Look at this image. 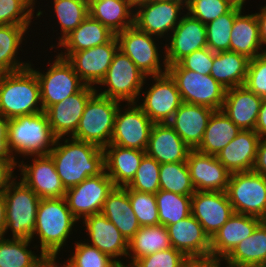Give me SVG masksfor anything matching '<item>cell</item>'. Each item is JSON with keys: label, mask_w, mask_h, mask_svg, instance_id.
I'll return each instance as SVG.
<instances>
[{"label": "cell", "mask_w": 266, "mask_h": 267, "mask_svg": "<svg viewBox=\"0 0 266 267\" xmlns=\"http://www.w3.org/2000/svg\"><path fill=\"white\" fill-rule=\"evenodd\" d=\"M56 139L44 111L8 121L7 146L14 160L13 153L33 157L48 155Z\"/></svg>", "instance_id": "obj_4"}, {"label": "cell", "mask_w": 266, "mask_h": 267, "mask_svg": "<svg viewBox=\"0 0 266 267\" xmlns=\"http://www.w3.org/2000/svg\"><path fill=\"white\" fill-rule=\"evenodd\" d=\"M160 163L147 154L143 157L133 180L126 186L138 192L156 194L160 190Z\"/></svg>", "instance_id": "obj_44"}, {"label": "cell", "mask_w": 266, "mask_h": 267, "mask_svg": "<svg viewBox=\"0 0 266 267\" xmlns=\"http://www.w3.org/2000/svg\"><path fill=\"white\" fill-rule=\"evenodd\" d=\"M259 139L254 130H241L216 158L231 174L251 171L255 164Z\"/></svg>", "instance_id": "obj_28"}, {"label": "cell", "mask_w": 266, "mask_h": 267, "mask_svg": "<svg viewBox=\"0 0 266 267\" xmlns=\"http://www.w3.org/2000/svg\"><path fill=\"white\" fill-rule=\"evenodd\" d=\"M42 111L40 86L31 64L20 71L0 74V113L4 117L12 119Z\"/></svg>", "instance_id": "obj_3"}, {"label": "cell", "mask_w": 266, "mask_h": 267, "mask_svg": "<svg viewBox=\"0 0 266 267\" xmlns=\"http://www.w3.org/2000/svg\"><path fill=\"white\" fill-rule=\"evenodd\" d=\"M53 4L62 32L59 44L89 15V9L81 0H54Z\"/></svg>", "instance_id": "obj_43"}, {"label": "cell", "mask_w": 266, "mask_h": 267, "mask_svg": "<svg viewBox=\"0 0 266 267\" xmlns=\"http://www.w3.org/2000/svg\"><path fill=\"white\" fill-rule=\"evenodd\" d=\"M60 139H56L49 155L66 190L105 171L104 149L73 137L60 144Z\"/></svg>", "instance_id": "obj_1"}, {"label": "cell", "mask_w": 266, "mask_h": 267, "mask_svg": "<svg viewBox=\"0 0 266 267\" xmlns=\"http://www.w3.org/2000/svg\"><path fill=\"white\" fill-rule=\"evenodd\" d=\"M234 213L263 219L266 215V178L255 171L230 175L226 189Z\"/></svg>", "instance_id": "obj_9"}, {"label": "cell", "mask_w": 266, "mask_h": 267, "mask_svg": "<svg viewBox=\"0 0 266 267\" xmlns=\"http://www.w3.org/2000/svg\"><path fill=\"white\" fill-rule=\"evenodd\" d=\"M191 149L168 123H154L146 154L158 163L186 162Z\"/></svg>", "instance_id": "obj_24"}, {"label": "cell", "mask_w": 266, "mask_h": 267, "mask_svg": "<svg viewBox=\"0 0 266 267\" xmlns=\"http://www.w3.org/2000/svg\"><path fill=\"white\" fill-rule=\"evenodd\" d=\"M85 226L91 242L89 245L96 247L101 252L109 255L116 262V258L128 254V240L121 234L119 229L109 221L102 213L85 217Z\"/></svg>", "instance_id": "obj_23"}, {"label": "cell", "mask_w": 266, "mask_h": 267, "mask_svg": "<svg viewBox=\"0 0 266 267\" xmlns=\"http://www.w3.org/2000/svg\"><path fill=\"white\" fill-rule=\"evenodd\" d=\"M262 98L245 86L226 90L222 110L241 130H254Z\"/></svg>", "instance_id": "obj_26"}, {"label": "cell", "mask_w": 266, "mask_h": 267, "mask_svg": "<svg viewBox=\"0 0 266 267\" xmlns=\"http://www.w3.org/2000/svg\"><path fill=\"white\" fill-rule=\"evenodd\" d=\"M241 129L221 110H215L209 119L203 139L197 151L217 155L239 133Z\"/></svg>", "instance_id": "obj_34"}, {"label": "cell", "mask_w": 266, "mask_h": 267, "mask_svg": "<svg viewBox=\"0 0 266 267\" xmlns=\"http://www.w3.org/2000/svg\"><path fill=\"white\" fill-rule=\"evenodd\" d=\"M138 9H137V8ZM134 26L152 36L163 37L181 21L179 14L183 6L162 0H149L134 6Z\"/></svg>", "instance_id": "obj_16"}, {"label": "cell", "mask_w": 266, "mask_h": 267, "mask_svg": "<svg viewBox=\"0 0 266 267\" xmlns=\"http://www.w3.org/2000/svg\"><path fill=\"white\" fill-rule=\"evenodd\" d=\"M8 121L6 117H4L0 113V137H7L8 134Z\"/></svg>", "instance_id": "obj_60"}, {"label": "cell", "mask_w": 266, "mask_h": 267, "mask_svg": "<svg viewBox=\"0 0 266 267\" xmlns=\"http://www.w3.org/2000/svg\"><path fill=\"white\" fill-rule=\"evenodd\" d=\"M244 86L262 99H266V53L249 61Z\"/></svg>", "instance_id": "obj_49"}, {"label": "cell", "mask_w": 266, "mask_h": 267, "mask_svg": "<svg viewBox=\"0 0 266 267\" xmlns=\"http://www.w3.org/2000/svg\"><path fill=\"white\" fill-rule=\"evenodd\" d=\"M223 260L231 267H266V225L263 221Z\"/></svg>", "instance_id": "obj_31"}, {"label": "cell", "mask_w": 266, "mask_h": 267, "mask_svg": "<svg viewBox=\"0 0 266 267\" xmlns=\"http://www.w3.org/2000/svg\"><path fill=\"white\" fill-rule=\"evenodd\" d=\"M169 233L166 226H145L141 227L134 236L128 241V257H131L130 263L136 260L171 248ZM130 251L133 255L130 254Z\"/></svg>", "instance_id": "obj_37"}, {"label": "cell", "mask_w": 266, "mask_h": 267, "mask_svg": "<svg viewBox=\"0 0 266 267\" xmlns=\"http://www.w3.org/2000/svg\"><path fill=\"white\" fill-rule=\"evenodd\" d=\"M77 221L65 198L40 199L32 238L35 234L39 236L41 254L46 257H57Z\"/></svg>", "instance_id": "obj_2"}, {"label": "cell", "mask_w": 266, "mask_h": 267, "mask_svg": "<svg viewBox=\"0 0 266 267\" xmlns=\"http://www.w3.org/2000/svg\"><path fill=\"white\" fill-rule=\"evenodd\" d=\"M191 197L159 190L155 198L160 225L167 227L191 215Z\"/></svg>", "instance_id": "obj_40"}, {"label": "cell", "mask_w": 266, "mask_h": 267, "mask_svg": "<svg viewBox=\"0 0 266 267\" xmlns=\"http://www.w3.org/2000/svg\"><path fill=\"white\" fill-rule=\"evenodd\" d=\"M31 69L37 75L43 111L79 92L85 86L72 65L59 55L46 73Z\"/></svg>", "instance_id": "obj_10"}, {"label": "cell", "mask_w": 266, "mask_h": 267, "mask_svg": "<svg viewBox=\"0 0 266 267\" xmlns=\"http://www.w3.org/2000/svg\"><path fill=\"white\" fill-rule=\"evenodd\" d=\"M234 6L243 7L246 0H229Z\"/></svg>", "instance_id": "obj_62"}, {"label": "cell", "mask_w": 266, "mask_h": 267, "mask_svg": "<svg viewBox=\"0 0 266 267\" xmlns=\"http://www.w3.org/2000/svg\"><path fill=\"white\" fill-rule=\"evenodd\" d=\"M115 36L119 50L126 54L147 77L167 72V64H164L163 70L160 67L162 66L159 62L160 54L152 35L138 30L133 25Z\"/></svg>", "instance_id": "obj_13"}, {"label": "cell", "mask_w": 266, "mask_h": 267, "mask_svg": "<svg viewBox=\"0 0 266 267\" xmlns=\"http://www.w3.org/2000/svg\"><path fill=\"white\" fill-rule=\"evenodd\" d=\"M57 257H45L36 267H67L66 264L57 265Z\"/></svg>", "instance_id": "obj_59"}, {"label": "cell", "mask_w": 266, "mask_h": 267, "mask_svg": "<svg viewBox=\"0 0 266 267\" xmlns=\"http://www.w3.org/2000/svg\"><path fill=\"white\" fill-rule=\"evenodd\" d=\"M253 171L266 178V138H260Z\"/></svg>", "instance_id": "obj_54"}, {"label": "cell", "mask_w": 266, "mask_h": 267, "mask_svg": "<svg viewBox=\"0 0 266 267\" xmlns=\"http://www.w3.org/2000/svg\"><path fill=\"white\" fill-rule=\"evenodd\" d=\"M259 24V37L261 45L266 44V5L261 7L260 13H255ZM266 53V50H262Z\"/></svg>", "instance_id": "obj_56"}, {"label": "cell", "mask_w": 266, "mask_h": 267, "mask_svg": "<svg viewBox=\"0 0 266 267\" xmlns=\"http://www.w3.org/2000/svg\"><path fill=\"white\" fill-rule=\"evenodd\" d=\"M105 171L115 187H126L134 178L146 151L109 144L104 148Z\"/></svg>", "instance_id": "obj_29"}, {"label": "cell", "mask_w": 266, "mask_h": 267, "mask_svg": "<svg viewBox=\"0 0 266 267\" xmlns=\"http://www.w3.org/2000/svg\"><path fill=\"white\" fill-rule=\"evenodd\" d=\"M167 72L174 79L182 102L222 109L227 89L210 74L184 69L178 63L168 65Z\"/></svg>", "instance_id": "obj_6"}, {"label": "cell", "mask_w": 266, "mask_h": 267, "mask_svg": "<svg viewBox=\"0 0 266 267\" xmlns=\"http://www.w3.org/2000/svg\"><path fill=\"white\" fill-rule=\"evenodd\" d=\"M31 240L0 238V267H36L46 256L28 250Z\"/></svg>", "instance_id": "obj_39"}, {"label": "cell", "mask_w": 266, "mask_h": 267, "mask_svg": "<svg viewBox=\"0 0 266 267\" xmlns=\"http://www.w3.org/2000/svg\"><path fill=\"white\" fill-rule=\"evenodd\" d=\"M151 77L155 83L142 93L145 98L138 106L153 123H167L182 104L180 92L168 72Z\"/></svg>", "instance_id": "obj_15"}, {"label": "cell", "mask_w": 266, "mask_h": 267, "mask_svg": "<svg viewBox=\"0 0 266 267\" xmlns=\"http://www.w3.org/2000/svg\"><path fill=\"white\" fill-rule=\"evenodd\" d=\"M101 213L111 221L129 241L141 228L131 207L126 187H114L108 194Z\"/></svg>", "instance_id": "obj_30"}, {"label": "cell", "mask_w": 266, "mask_h": 267, "mask_svg": "<svg viewBox=\"0 0 266 267\" xmlns=\"http://www.w3.org/2000/svg\"><path fill=\"white\" fill-rule=\"evenodd\" d=\"M170 42L165 44L163 64H177L192 52L207 47L205 24L191 17L188 13L172 31Z\"/></svg>", "instance_id": "obj_20"}, {"label": "cell", "mask_w": 266, "mask_h": 267, "mask_svg": "<svg viewBox=\"0 0 266 267\" xmlns=\"http://www.w3.org/2000/svg\"><path fill=\"white\" fill-rule=\"evenodd\" d=\"M0 159H14L7 146V137H0Z\"/></svg>", "instance_id": "obj_58"}, {"label": "cell", "mask_w": 266, "mask_h": 267, "mask_svg": "<svg viewBox=\"0 0 266 267\" xmlns=\"http://www.w3.org/2000/svg\"><path fill=\"white\" fill-rule=\"evenodd\" d=\"M6 202L4 193H0V238L5 235V224H6Z\"/></svg>", "instance_id": "obj_57"}, {"label": "cell", "mask_w": 266, "mask_h": 267, "mask_svg": "<svg viewBox=\"0 0 266 267\" xmlns=\"http://www.w3.org/2000/svg\"><path fill=\"white\" fill-rule=\"evenodd\" d=\"M35 0H0V25H24L29 27Z\"/></svg>", "instance_id": "obj_47"}, {"label": "cell", "mask_w": 266, "mask_h": 267, "mask_svg": "<svg viewBox=\"0 0 266 267\" xmlns=\"http://www.w3.org/2000/svg\"><path fill=\"white\" fill-rule=\"evenodd\" d=\"M115 36L101 22L88 15L81 24L65 37L58 47L67 53L79 52L109 42Z\"/></svg>", "instance_id": "obj_36"}, {"label": "cell", "mask_w": 266, "mask_h": 267, "mask_svg": "<svg viewBox=\"0 0 266 267\" xmlns=\"http://www.w3.org/2000/svg\"><path fill=\"white\" fill-rule=\"evenodd\" d=\"M133 8L131 0H98L88 6L89 15L115 35L134 25Z\"/></svg>", "instance_id": "obj_32"}, {"label": "cell", "mask_w": 266, "mask_h": 267, "mask_svg": "<svg viewBox=\"0 0 266 267\" xmlns=\"http://www.w3.org/2000/svg\"><path fill=\"white\" fill-rule=\"evenodd\" d=\"M233 7L229 0H191L187 13L206 25L225 15Z\"/></svg>", "instance_id": "obj_48"}, {"label": "cell", "mask_w": 266, "mask_h": 267, "mask_svg": "<svg viewBox=\"0 0 266 267\" xmlns=\"http://www.w3.org/2000/svg\"><path fill=\"white\" fill-rule=\"evenodd\" d=\"M147 76L121 50H117L99 85L108 87L97 94L127 103H136Z\"/></svg>", "instance_id": "obj_8"}, {"label": "cell", "mask_w": 266, "mask_h": 267, "mask_svg": "<svg viewBox=\"0 0 266 267\" xmlns=\"http://www.w3.org/2000/svg\"><path fill=\"white\" fill-rule=\"evenodd\" d=\"M185 258L181 251L171 247L144 256L136 260L133 265L135 267H180Z\"/></svg>", "instance_id": "obj_50"}, {"label": "cell", "mask_w": 266, "mask_h": 267, "mask_svg": "<svg viewBox=\"0 0 266 267\" xmlns=\"http://www.w3.org/2000/svg\"><path fill=\"white\" fill-rule=\"evenodd\" d=\"M118 49V41L114 36L107 43L74 53L61 52L58 55L72 65L85 85L94 87V84H99L105 77Z\"/></svg>", "instance_id": "obj_12"}, {"label": "cell", "mask_w": 266, "mask_h": 267, "mask_svg": "<svg viewBox=\"0 0 266 267\" xmlns=\"http://www.w3.org/2000/svg\"><path fill=\"white\" fill-rule=\"evenodd\" d=\"M186 162L196 191H226L231 173L215 155L204 154L196 149H191Z\"/></svg>", "instance_id": "obj_21"}, {"label": "cell", "mask_w": 266, "mask_h": 267, "mask_svg": "<svg viewBox=\"0 0 266 267\" xmlns=\"http://www.w3.org/2000/svg\"><path fill=\"white\" fill-rule=\"evenodd\" d=\"M233 213L226 192L195 191L191 197V214L203 226L210 239Z\"/></svg>", "instance_id": "obj_19"}, {"label": "cell", "mask_w": 266, "mask_h": 267, "mask_svg": "<svg viewBox=\"0 0 266 267\" xmlns=\"http://www.w3.org/2000/svg\"><path fill=\"white\" fill-rule=\"evenodd\" d=\"M162 1H167V2H173L176 4H179L181 6H185L186 9L189 7L191 0H162Z\"/></svg>", "instance_id": "obj_61"}, {"label": "cell", "mask_w": 266, "mask_h": 267, "mask_svg": "<svg viewBox=\"0 0 266 267\" xmlns=\"http://www.w3.org/2000/svg\"><path fill=\"white\" fill-rule=\"evenodd\" d=\"M128 196L141 227L160 224L155 194L128 189Z\"/></svg>", "instance_id": "obj_45"}, {"label": "cell", "mask_w": 266, "mask_h": 267, "mask_svg": "<svg viewBox=\"0 0 266 267\" xmlns=\"http://www.w3.org/2000/svg\"><path fill=\"white\" fill-rule=\"evenodd\" d=\"M81 1H83L87 6H90L93 2L98 0H81Z\"/></svg>", "instance_id": "obj_65"}, {"label": "cell", "mask_w": 266, "mask_h": 267, "mask_svg": "<svg viewBox=\"0 0 266 267\" xmlns=\"http://www.w3.org/2000/svg\"><path fill=\"white\" fill-rule=\"evenodd\" d=\"M94 87L85 85L79 92L55 103L44 112L56 138L76 132L88 100L97 92Z\"/></svg>", "instance_id": "obj_17"}, {"label": "cell", "mask_w": 266, "mask_h": 267, "mask_svg": "<svg viewBox=\"0 0 266 267\" xmlns=\"http://www.w3.org/2000/svg\"><path fill=\"white\" fill-rule=\"evenodd\" d=\"M27 29L28 27L24 25H0V74L29 67V63L16 59V53Z\"/></svg>", "instance_id": "obj_38"}, {"label": "cell", "mask_w": 266, "mask_h": 267, "mask_svg": "<svg viewBox=\"0 0 266 267\" xmlns=\"http://www.w3.org/2000/svg\"><path fill=\"white\" fill-rule=\"evenodd\" d=\"M215 53L208 47H204L182 58L178 64L184 69L208 75L211 72Z\"/></svg>", "instance_id": "obj_51"}, {"label": "cell", "mask_w": 266, "mask_h": 267, "mask_svg": "<svg viewBox=\"0 0 266 267\" xmlns=\"http://www.w3.org/2000/svg\"><path fill=\"white\" fill-rule=\"evenodd\" d=\"M15 181L4 192L5 233L10 229L12 238L32 240L40 198L21 180L18 183Z\"/></svg>", "instance_id": "obj_7"}, {"label": "cell", "mask_w": 266, "mask_h": 267, "mask_svg": "<svg viewBox=\"0 0 266 267\" xmlns=\"http://www.w3.org/2000/svg\"><path fill=\"white\" fill-rule=\"evenodd\" d=\"M113 267H135L132 263H129L127 266L123 262H117Z\"/></svg>", "instance_id": "obj_63"}, {"label": "cell", "mask_w": 266, "mask_h": 267, "mask_svg": "<svg viewBox=\"0 0 266 267\" xmlns=\"http://www.w3.org/2000/svg\"><path fill=\"white\" fill-rule=\"evenodd\" d=\"M263 223L266 225V215L265 217L262 219Z\"/></svg>", "instance_id": "obj_66"}, {"label": "cell", "mask_w": 266, "mask_h": 267, "mask_svg": "<svg viewBox=\"0 0 266 267\" xmlns=\"http://www.w3.org/2000/svg\"><path fill=\"white\" fill-rule=\"evenodd\" d=\"M119 104L118 100L95 93L88 100L72 137L104 149L111 142Z\"/></svg>", "instance_id": "obj_5"}, {"label": "cell", "mask_w": 266, "mask_h": 267, "mask_svg": "<svg viewBox=\"0 0 266 267\" xmlns=\"http://www.w3.org/2000/svg\"><path fill=\"white\" fill-rule=\"evenodd\" d=\"M145 1H149V0H131L132 4H133L134 6H136V5L139 4V3L145 2Z\"/></svg>", "instance_id": "obj_64"}, {"label": "cell", "mask_w": 266, "mask_h": 267, "mask_svg": "<svg viewBox=\"0 0 266 267\" xmlns=\"http://www.w3.org/2000/svg\"><path fill=\"white\" fill-rule=\"evenodd\" d=\"M32 164L18 165L23 176L21 181L31 188L40 198H64L66 189L57 173L55 163L51 156L39 155L32 159Z\"/></svg>", "instance_id": "obj_18"}, {"label": "cell", "mask_w": 266, "mask_h": 267, "mask_svg": "<svg viewBox=\"0 0 266 267\" xmlns=\"http://www.w3.org/2000/svg\"><path fill=\"white\" fill-rule=\"evenodd\" d=\"M254 131L260 138H266V99L261 102Z\"/></svg>", "instance_id": "obj_55"}, {"label": "cell", "mask_w": 266, "mask_h": 267, "mask_svg": "<svg viewBox=\"0 0 266 267\" xmlns=\"http://www.w3.org/2000/svg\"><path fill=\"white\" fill-rule=\"evenodd\" d=\"M115 187L106 171L86 178L80 184L67 189L65 200L73 216L79 220L101 213L108 194Z\"/></svg>", "instance_id": "obj_11"}, {"label": "cell", "mask_w": 266, "mask_h": 267, "mask_svg": "<svg viewBox=\"0 0 266 267\" xmlns=\"http://www.w3.org/2000/svg\"><path fill=\"white\" fill-rule=\"evenodd\" d=\"M167 229L171 246L186 257L210 255L211 239L192 214Z\"/></svg>", "instance_id": "obj_25"}, {"label": "cell", "mask_w": 266, "mask_h": 267, "mask_svg": "<svg viewBox=\"0 0 266 267\" xmlns=\"http://www.w3.org/2000/svg\"><path fill=\"white\" fill-rule=\"evenodd\" d=\"M17 162L14 159H0V193H4L8 186L14 181V168Z\"/></svg>", "instance_id": "obj_52"}, {"label": "cell", "mask_w": 266, "mask_h": 267, "mask_svg": "<svg viewBox=\"0 0 266 267\" xmlns=\"http://www.w3.org/2000/svg\"><path fill=\"white\" fill-rule=\"evenodd\" d=\"M249 61L233 51L216 52L210 75L226 89L244 86Z\"/></svg>", "instance_id": "obj_35"}, {"label": "cell", "mask_w": 266, "mask_h": 267, "mask_svg": "<svg viewBox=\"0 0 266 267\" xmlns=\"http://www.w3.org/2000/svg\"><path fill=\"white\" fill-rule=\"evenodd\" d=\"M221 258L213 255L186 257L180 267H221Z\"/></svg>", "instance_id": "obj_53"}, {"label": "cell", "mask_w": 266, "mask_h": 267, "mask_svg": "<svg viewBox=\"0 0 266 267\" xmlns=\"http://www.w3.org/2000/svg\"><path fill=\"white\" fill-rule=\"evenodd\" d=\"M127 105L124 112L120 107L117 110L110 144L146 151L154 123L137 103Z\"/></svg>", "instance_id": "obj_14"}, {"label": "cell", "mask_w": 266, "mask_h": 267, "mask_svg": "<svg viewBox=\"0 0 266 267\" xmlns=\"http://www.w3.org/2000/svg\"><path fill=\"white\" fill-rule=\"evenodd\" d=\"M214 111L206 106L182 102L167 123L190 149H196Z\"/></svg>", "instance_id": "obj_22"}, {"label": "cell", "mask_w": 266, "mask_h": 267, "mask_svg": "<svg viewBox=\"0 0 266 267\" xmlns=\"http://www.w3.org/2000/svg\"><path fill=\"white\" fill-rule=\"evenodd\" d=\"M261 222L258 217L233 213L211 238L210 254L224 259L237 244L252 235Z\"/></svg>", "instance_id": "obj_27"}, {"label": "cell", "mask_w": 266, "mask_h": 267, "mask_svg": "<svg viewBox=\"0 0 266 267\" xmlns=\"http://www.w3.org/2000/svg\"><path fill=\"white\" fill-rule=\"evenodd\" d=\"M117 262L87 242H75V252L66 260L67 267H113Z\"/></svg>", "instance_id": "obj_46"}, {"label": "cell", "mask_w": 266, "mask_h": 267, "mask_svg": "<svg viewBox=\"0 0 266 267\" xmlns=\"http://www.w3.org/2000/svg\"><path fill=\"white\" fill-rule=\"evenodd\" d=\"M243 7L234 6L225 15L205 25L207 47L213 52L230 51V38L235 16Z\"/></svg>", "instance_id": "obj_42"}, {"label": "cell", "mask_w": 266, "mask_h": 267, "mask_svg": "<svg viewBox=\"0 0 266 267\" xmlns=\"http://www.w3.org/2000/svg\"><path fill=\"white\" fill-rule=\"evenodd\" d=\"M160 190L192 196L195 188L191 181L187 162L165 163L160 165Z\"/></svg>", "instance_id": "obj_41"}, {"label": "cell", "mask_w": 266, "mask_h": 267, "mask_svg": "<svg viewBox=\"0 0 266 267\" xmlns=\"http://www.w3.org/2000/svg\"><path fill=\"white\" fill-rule=\"evenodd\" d=\"M242 10L235 16L230 38V51L254 59L263 52L259 37V24L256 14L242 15Z\"/></svg>", "instance_id": "obj_33"}]
</instances>
